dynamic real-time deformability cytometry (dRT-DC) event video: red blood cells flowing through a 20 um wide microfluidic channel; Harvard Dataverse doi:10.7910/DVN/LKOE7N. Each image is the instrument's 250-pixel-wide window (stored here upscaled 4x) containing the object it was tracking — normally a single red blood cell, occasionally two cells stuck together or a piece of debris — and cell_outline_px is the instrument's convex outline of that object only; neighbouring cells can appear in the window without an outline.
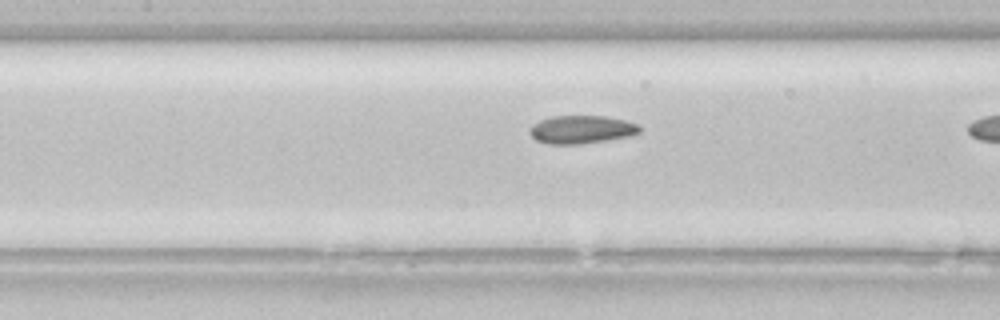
{"species": "common noctule bat (a hibernating species)", "species_latin": "Nyctalus noctula", "temperature_condition": "room temperature", "stored_images_in_passage": 27, "camera_frame_rate_fps": 3000, "um_per_image_px": 0.085, "animal": {"sex": "female", "body_mass_g": 22.7, "forearm_length_mm": 54.2}, "frame": {"image": 1, "passage_image": 18, "time_ms": 5.667, "image_size_px": [1000, 320], "cell_outline_px": [[640, 132], [632, 136], [580, 144], [548, 144], [536, 140], [528, 132], [528, 128], [532, 124], [540, 120], [552, 116], [604, 116], [624, 120], [636, 124], [640, 128]], "centroid_in_image_um": [49.38, 11.01], "position_along_channel_um": 158.0, "area_um2": 18.03}}
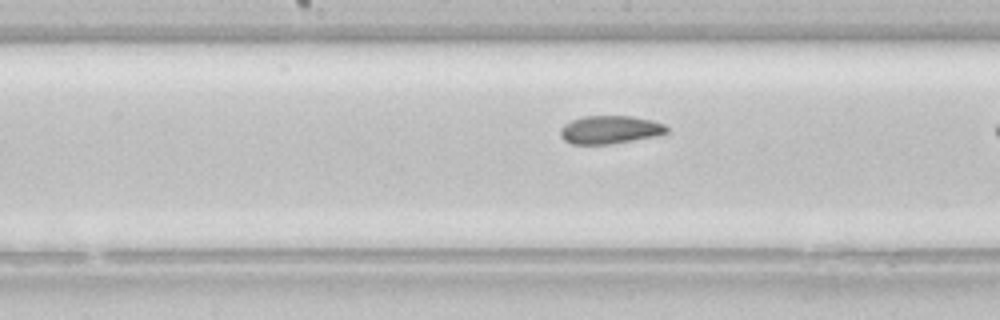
{"frame": {"image": 2, "passage_image": 21, "time_ms": 6.667, "image_size_px": [1000, 320], "cell_outline_px": [[668, 132], [656, 136], [612, 144], [572, 144], [564, 140], [560, 136], [560, 128], [564, 124], [572, 120], [584, 116], [632, 116], [652, 120], [664, 124], [668, 128]], "centroid_in_image_um": [51.84, 11.03], "position_along_channel_um": 196.4, "area_um2": 17.51}}